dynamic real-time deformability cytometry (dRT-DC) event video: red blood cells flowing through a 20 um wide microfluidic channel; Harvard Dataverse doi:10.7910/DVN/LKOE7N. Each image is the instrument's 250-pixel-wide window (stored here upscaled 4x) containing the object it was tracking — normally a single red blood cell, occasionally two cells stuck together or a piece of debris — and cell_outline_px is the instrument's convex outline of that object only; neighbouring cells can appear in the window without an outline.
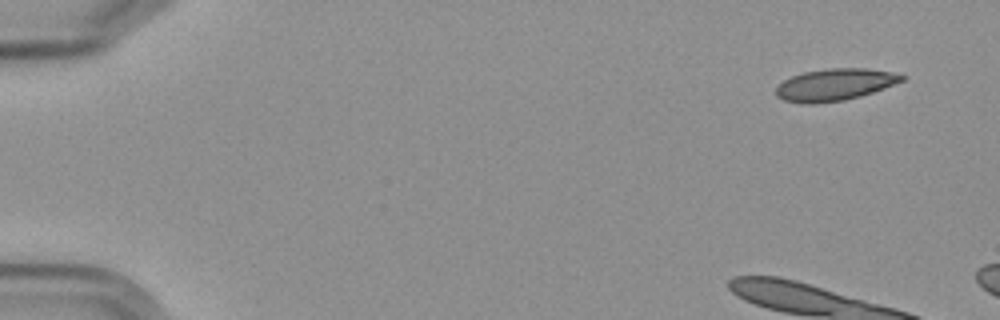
{"species": "Egyptian fruit bat (a non-hibernating species)", "species_latin": "Rousettus aegyptiacus", "temperature_condition": "cold", "stored_images_in_passage": 6, "camera_frame_rate_fps": 3000, "um_per_image_px": 0.085, "frame": {"image": 1, "passage_image": 1, "time_ms": 0.0, "image_size_px": [1000, 320], "cell_outline_px": [[908, 76], [904, 80], [884, 88], [860, 96], [844, 100], [816, 104], [804, 104], [784, 100], [776, 96], [776, 88], [784, 80], [792, 76], [804, 72], [828, 68], [868, 68], [892, 72]], "centroid_in_image_um": [70.97, 7.19], "position_along_channel_um": 14.0, "area_um2": 23.47}}